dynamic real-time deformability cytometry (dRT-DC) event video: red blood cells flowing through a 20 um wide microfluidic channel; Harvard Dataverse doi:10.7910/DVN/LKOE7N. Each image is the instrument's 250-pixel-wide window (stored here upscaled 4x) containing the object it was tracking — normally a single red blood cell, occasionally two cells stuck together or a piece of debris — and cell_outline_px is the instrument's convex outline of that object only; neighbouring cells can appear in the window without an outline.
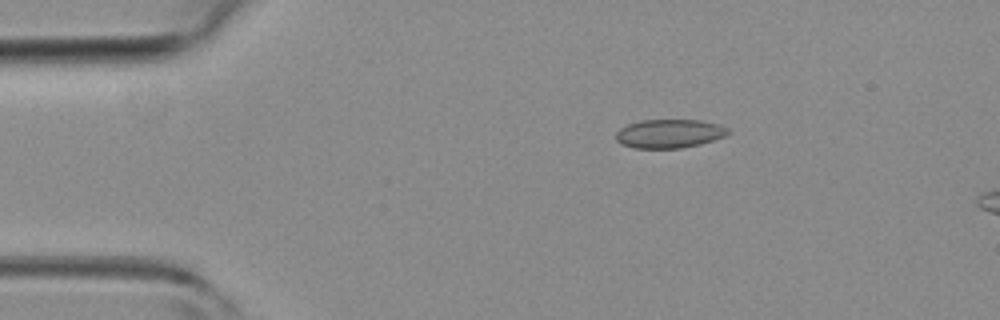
{"species": "common noctule bat (a hibernating species)", "species_latin": "Nyctalus noctula", "temperature_condition": "room temperature", "stored_images_in_passage": 6, "segment_of_instrument_passage": [1, 2], "camera_frame_rate_fps": 3000, "um_per_image_px": 0.085, "animal": {"sex": "female", "body_mass_g": 19.3, "forearm_length_mm": 54.1}, "frame": {"image": 1, "passage_image": 3, "time_ms": 2.333, "image_size_px": [1000, 320], "cell_outline_px": [[732, 132], [724, 136], [700, 144], [680, 148], [632, 148], [620, 144], [616, 140], [616, 132], [620, 128], [628, 124], [640, 120], [700, 120], [720, 124], [728, 128]], "centroid_in_image_um": [56.88, 11.35], "position_along_channel_um": 28.1, "area_um2": 18.9}}